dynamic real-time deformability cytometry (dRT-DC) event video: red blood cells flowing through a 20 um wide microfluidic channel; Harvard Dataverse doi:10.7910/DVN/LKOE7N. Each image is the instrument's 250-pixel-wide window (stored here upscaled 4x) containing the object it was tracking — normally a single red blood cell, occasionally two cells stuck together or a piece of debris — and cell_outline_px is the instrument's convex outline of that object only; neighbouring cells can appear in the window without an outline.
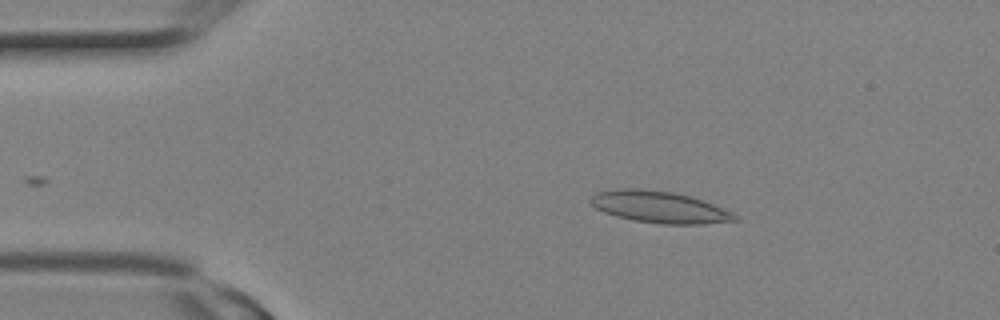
{"species": "Egyptian fruit bat (a non-hibernating species)", "species_latin": "Rousettus aegyptiacus", "temperature_condition": "room temperature", "stored_images_in_passage": 4, "camera_frame_rate_fps": 3000, "um_per_image_px": 0.085, "animal": {"sex": "female"}, "frame": {"image": 1, "passage_image": 1, "time_ms": 0.0, "image_size_px": [1000, 320], "cell_outline_px": [[740, 220], [700, 224], [660, 224], [632, 220], [616, 216], [604, 212], [588, 204], [588, 200], [596, 192], [616, 188], [644, 188], [672, 192], [692, 196], [704, 200], [732, 212]], "centroid_in_image_um": [56.0, 17.58], "position_along_channel_um": 29.0, "area_um2": 26.99}}
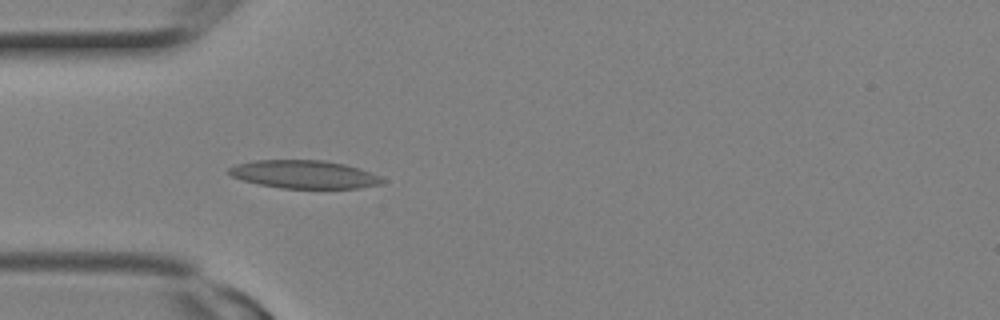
{"frame": {"image": 2, "passage_image": 4, "time_ms": 1.0, "image_size_px": [1000, 320], "cell_outline_px": [[384, 180], [380, 184], [360, 188], [280, 188], [260, 184], [244, 180], [232, 176], [228, 172], [228, 168], [236, 164], [256, 160], [324, 160], [344, 164], [380, 176]], "centroid_in_image_um": [25.83, 14.82], "position_along_channel_um": 59.2, "area_um2": 24.8}}